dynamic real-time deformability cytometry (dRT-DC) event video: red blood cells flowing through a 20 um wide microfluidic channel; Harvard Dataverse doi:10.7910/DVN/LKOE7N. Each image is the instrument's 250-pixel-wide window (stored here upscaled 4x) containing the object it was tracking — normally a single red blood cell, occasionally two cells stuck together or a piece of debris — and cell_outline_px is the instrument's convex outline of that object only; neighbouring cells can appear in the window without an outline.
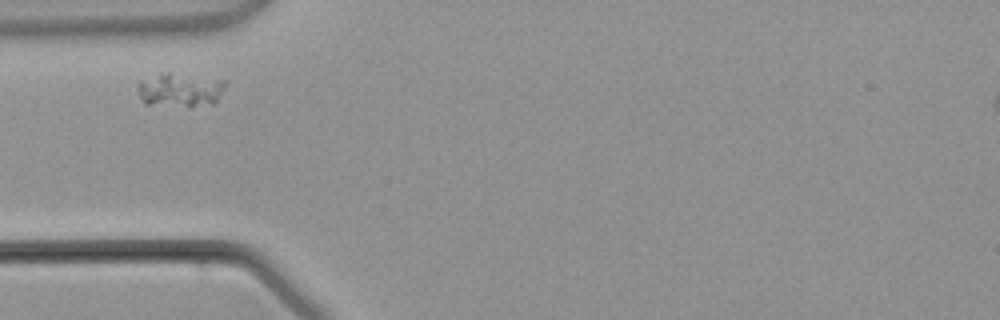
{"species": "common noctule bat (a hibernating species)", "species_latin": "Nyctalus noctula", "temperature_condition": "warm", "stored_images_in_passage": 1, "camera_frame_rate_fps": 3000, "um_per_image_px": 0.085, "animal": {"sex": "male", "body_mass_g": 21.5, "forearm_length_mm": 52.0}, "frame": {"image": 1, "passage_image": 1, "time_ms": 0.0, "image_size_px": [1000, 320], "cell_outline_px": [[224, 88], [216, 100], [212, 104], [188, 108], [148, 104], [140, 100], [136, 88], [136, 84], [140, 80], [160, 72], [168, 72], [224, 80]], "centroid_in_image_um": [15.22, 7.66], "position_along_channel_um": 69.8, "area_um2": 17.74}}